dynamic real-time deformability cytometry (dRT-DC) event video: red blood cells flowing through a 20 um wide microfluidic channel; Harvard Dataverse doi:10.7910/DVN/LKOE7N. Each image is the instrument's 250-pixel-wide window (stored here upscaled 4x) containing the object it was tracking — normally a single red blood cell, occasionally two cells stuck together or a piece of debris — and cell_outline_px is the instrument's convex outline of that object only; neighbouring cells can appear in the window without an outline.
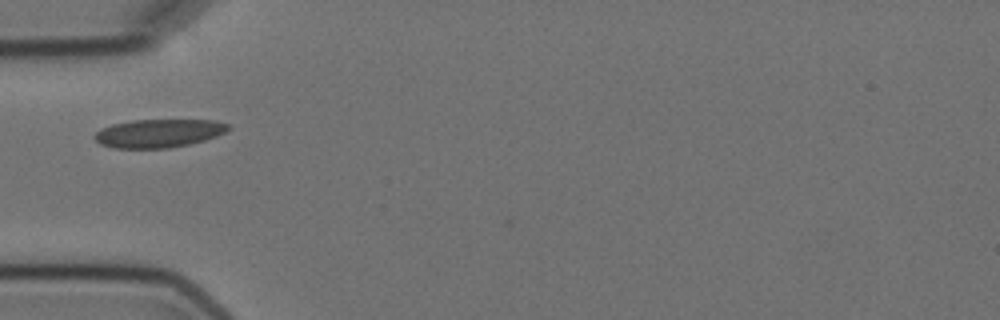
{"species": "Egyptian fruit bat (a non-hibernating species)", "species_latin": "Rousettus aegyptiacus", "temperature_condition": "cold", "stored_images_in_passage": 2, "camera_frame_rate_fps": 3000, "um_per_image_px": 0.085, "animal": {"sex": "female"}, "frame": {"image": 1, "passage_image": 1, "time_ms": 0.0, "image_size_px": [1000, 320], "cell_outline_px": [[232, 128], [216, 136], [204, 140], [188, 144], [168, 148], [112, 148], [100, 144], [92, 136], [100, 128], [112, 124], [132, 120], [216, 120], [228, 124]], "centroid_in_image_um": [13.46, 11.32], "position_along_channel_um": 71.5, "area_um2": 22.14}}
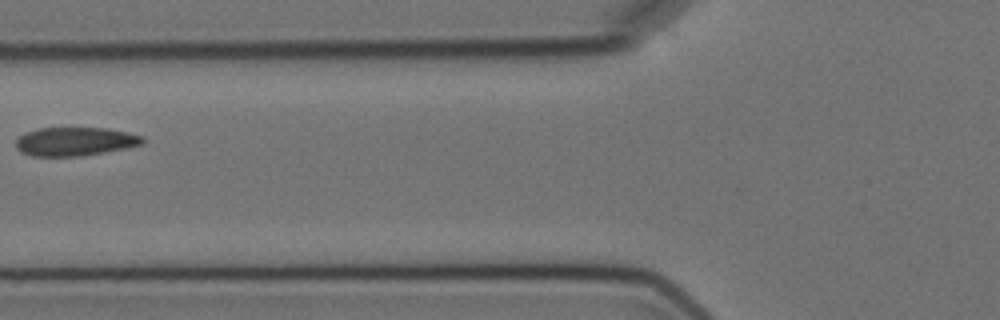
{"frame": {"image": 2, "passage_image": 2, "time_ms": 1.333, "image_size_px": [1000, 320], "cell_outline_px": [[144, 144], [104, 152], [80, 156], [32, 156], [20, 152], [16, 148], [16, 140], [24, 132], [40, 128], [108, 128], [144, 136]], "centroid_in_image_um": [6.36, 12.02], "position_along_channel_um": 119.4, "area_um2": 21.15}}